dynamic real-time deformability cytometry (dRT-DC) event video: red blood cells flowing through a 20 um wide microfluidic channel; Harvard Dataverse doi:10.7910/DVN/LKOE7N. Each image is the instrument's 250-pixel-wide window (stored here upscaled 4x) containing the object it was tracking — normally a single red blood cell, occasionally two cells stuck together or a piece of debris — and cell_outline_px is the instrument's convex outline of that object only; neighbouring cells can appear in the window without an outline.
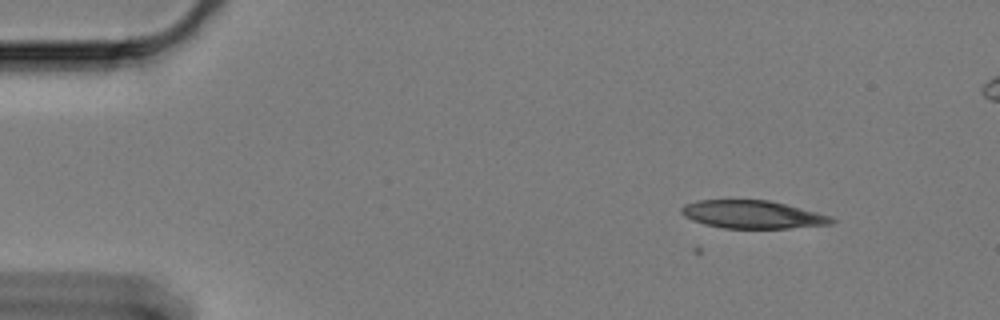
{"species": "Egyptian fruit bat (a non-hibernating species)", "species_latin": "Rousettus aegyptiacus", "temperature_condition": "cold", "stored_images_in_passage": 6, "camera_frame_rate_fps": 3000, "um_per_image_px": 0.085, "animal": {"sex": "female"}, "frame": {"image": 1, "passage_image": 1, "time_ms": 0.0, "image_size_px": [1000, 320], "cell_outline_px": [[836, 220], [832, 224], [788, 228], [724, 228], [704, 224], [692, 220], [684, 216], [680, 212], [680, 208], [684, 204], [696, 200], [768, 200], [832, 216]], "centroid_in_image_um": [63.93, 18.23], "position_along_channel_um": 21.1, "area_um2": 24.39}}